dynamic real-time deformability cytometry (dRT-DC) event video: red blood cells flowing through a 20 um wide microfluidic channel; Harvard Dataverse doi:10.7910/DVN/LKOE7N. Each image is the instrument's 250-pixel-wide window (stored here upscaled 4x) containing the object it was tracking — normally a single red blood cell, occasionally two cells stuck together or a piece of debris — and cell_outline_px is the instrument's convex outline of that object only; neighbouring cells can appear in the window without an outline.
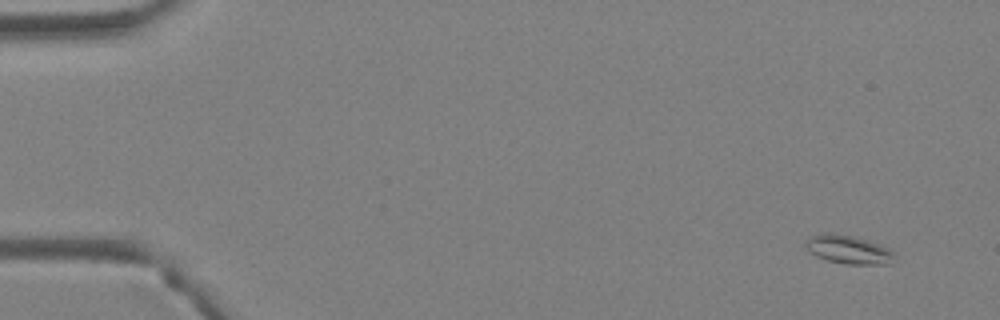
{"species": "Egyptian fruit bat (a non-hibernating species)", "species_latin": "Rousettus aegyptiacus", "temperature_condition": "warm", "stored_images_in_passage": 3, "camera_frame_rate_fps": 3000, "um_per_image_px": 0.085, "animal": {"sex": "female"}, "frame": {"image": 1, "passage_image": 1, "time_ms": 0.0, "image_size_px": [1000, 320], "cell_outline_px": [[892, 264], [844, 264], [828, 260], [816, 256], [808, 252], [804, 244], [808, 236], [824, 232], [832, 232], [852, 236], [868, 240], [880, 244], [888, 248], [892, 252]], "centroid_in_image_um": [72.04, 21.19], "position_along_channel_um": 13.0, "area_um2": 14.91}}
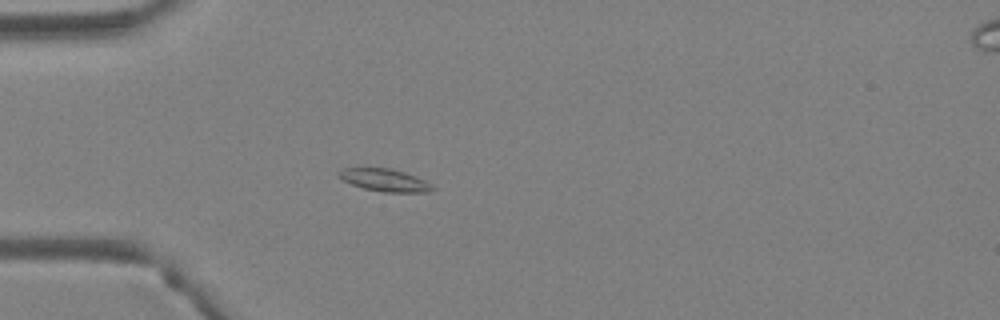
{"frame": {"image": 2, "passage_image": 3, "time_ms": 0.667, "image_size_px": [1000, 320], "cell_outline_px": [[436, 188], [428, 192], [384, 192], [364, 188], [340, 180], [336, 176], [336, 172], [344, 168], [392, 168], [416, 176], [432, 184]], "centroid_in_image_um": [32.67, 15.3], "position_along_channel_um": 52.3, "area_um2": 12.43}}